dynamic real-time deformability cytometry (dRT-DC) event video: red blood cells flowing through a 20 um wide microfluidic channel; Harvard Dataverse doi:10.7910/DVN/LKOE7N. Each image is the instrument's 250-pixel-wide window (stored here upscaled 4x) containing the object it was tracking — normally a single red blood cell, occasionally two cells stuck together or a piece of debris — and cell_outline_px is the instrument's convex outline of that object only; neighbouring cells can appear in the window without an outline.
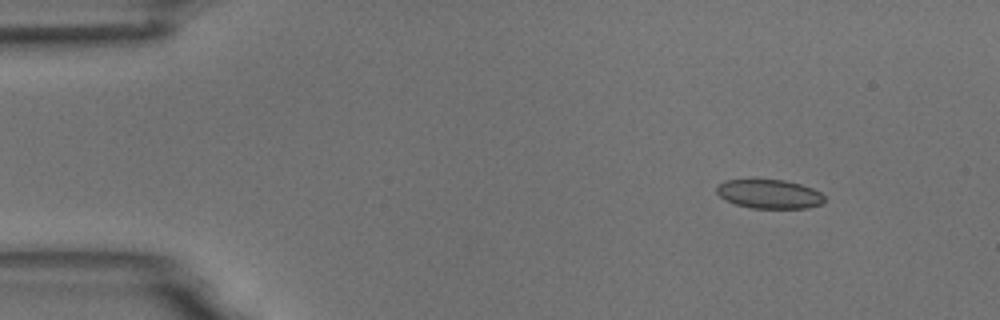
{"species": "common noctule bat (a hibernating species)", "species_latin": "Nyctalus noctula", "temperature_condition": "room temperature", "stored_images_in_passage": 4, "camera_frame_rate_fps": 3000, "um_per_image_px": 0.085, "animal": {"sex": "male", "body_mass_g": 18.8}, "frame": {"image": 1, "passage_image": 1, "time_ms": 0.0, "image_size_px": [1000, 320], "cell_outline_px": [[824, 200], [820, 204], [808, 208], [752, 208], [736, 204], [724, 200], [716, 192], [716, 188], [724, 180], [784, 180], [800, 184], [812, 188], [820, 192], [824, 196]], "centroid_in_image_um": [65.38, 16.5], "position_along_channel_um": 19.6, "area_um2": 18.09}}
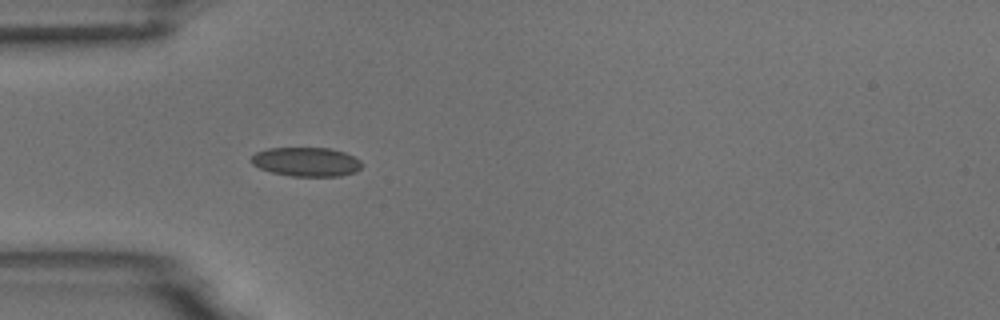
{"frame": {"image": 2, "passage_image": 4, "time_ms": 3.333, "image_size_px": [1000, 320], "cell_outline_px": [[364, 164], [356, 172], [340, 176], [292, 176], [272, 172], [260, 168], [252, 164], [248, 160], [256, 152], [268, 148], [332, 148], [344, 152], [360, 160]], "centroid_in_image_um": [26.04, 13.75], "position_along_channel_um": 59.0, "area_um2": 18.84}}